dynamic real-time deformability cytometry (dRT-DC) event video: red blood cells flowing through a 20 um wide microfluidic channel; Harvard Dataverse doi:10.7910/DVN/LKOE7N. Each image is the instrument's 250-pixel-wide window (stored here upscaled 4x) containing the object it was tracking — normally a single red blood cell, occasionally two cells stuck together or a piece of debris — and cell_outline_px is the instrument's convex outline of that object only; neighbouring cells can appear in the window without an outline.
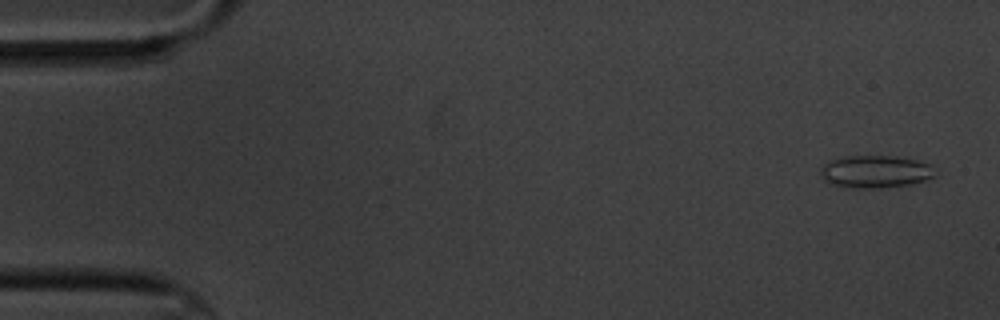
{"species": "common noctule bat (a hibernating species)", "species_latin": "Nyctalus noctula", "temperature_condition": "cold", "stored_images_in_passage": 4, "camera_frame_rate_fps": 3000, "um_per_image_px": 0.085, "animal": {"sex": "male", "body_mass_g": 20.1, "forearm_length_mm": 53.5}, "frame": {"image": 1, "passage_image": 1, "time_ms": 0.0, "image_size_px": [1000, 320], "cell_outline_px": [[936, 176], [928, 180], [912, 184], [880, 188], [848, 188], [832, 184], [824, 180], [820, 176], [820, 168], [828, 160], [844, 156], [896, 156], [916, 160], [928, 164]], "centroid_in_image_um": [74.36, 14.6], "position_along_channel_um": 10.6, "area_um2": 21.91}}
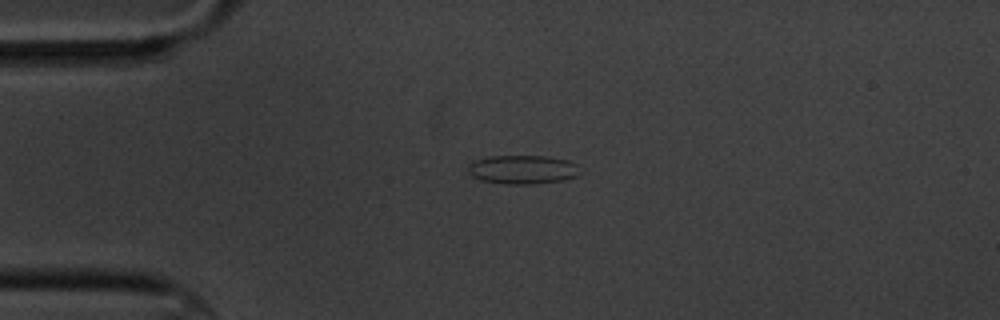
{"frame": {"image": 2, "passage_image": 4, "time_ms": 3.667, "image_size_px": [1000, 320], "cell_outline_px": [[584, 172], [576, 176], [564, 180], [532, 184], [508, 184], [480, 180], [472, 176], [468, 172], [468, 164], [472, 160], [488, 156], [548, 156], [568, 160], [576, 164]], "centroid_in_image_um": [44.44, 14.4], "position_along_channel_um": 40.6, "area_um2": 19.13}}